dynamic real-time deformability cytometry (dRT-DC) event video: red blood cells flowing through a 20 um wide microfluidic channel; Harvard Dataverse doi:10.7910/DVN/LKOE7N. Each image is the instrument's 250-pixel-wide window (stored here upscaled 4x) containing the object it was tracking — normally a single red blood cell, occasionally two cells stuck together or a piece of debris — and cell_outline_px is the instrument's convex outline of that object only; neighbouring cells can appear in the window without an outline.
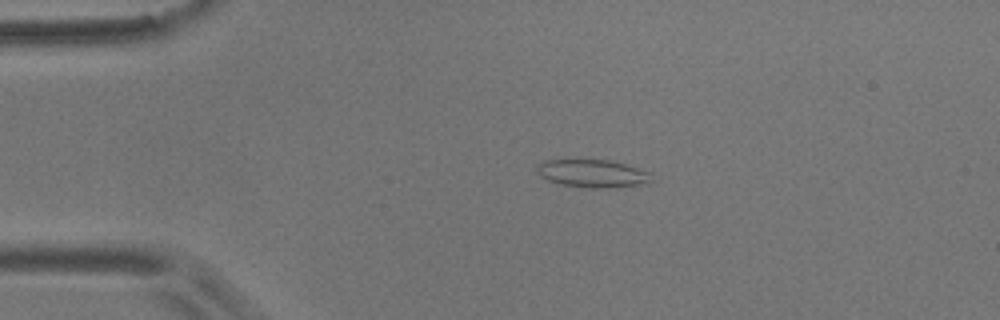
{"species": "common noctule bat (a hibernating species)", "species_latin": "Nyctalus noctula", "temperature_condition": "room temperature", "stored_images_in_passage": 5, "segment_of_instrument_passage": [1, 2], "camera_frame_rate_fps": 3000, "um_per_image_px": 0.085, "animal": {"sex": "male", "body_mass_g": 17.9}, "frame": {"image": 1, "passage_image": 3, "time_ms": 0.667, "image_size_px": [1000, 320], "cell_outline_px": [[652, 184], [608, 188], [592, 188], [560, 184], [548, 180], [540, 176], [536, 172], [536, 164], [544, 160], [608, 160], [624, 164], [648, 172], [652, 180]], "centroid_in_image_um": [50.35, 14.76], "position_along_channel_um": 34.6, "area_um2": 18.67}}